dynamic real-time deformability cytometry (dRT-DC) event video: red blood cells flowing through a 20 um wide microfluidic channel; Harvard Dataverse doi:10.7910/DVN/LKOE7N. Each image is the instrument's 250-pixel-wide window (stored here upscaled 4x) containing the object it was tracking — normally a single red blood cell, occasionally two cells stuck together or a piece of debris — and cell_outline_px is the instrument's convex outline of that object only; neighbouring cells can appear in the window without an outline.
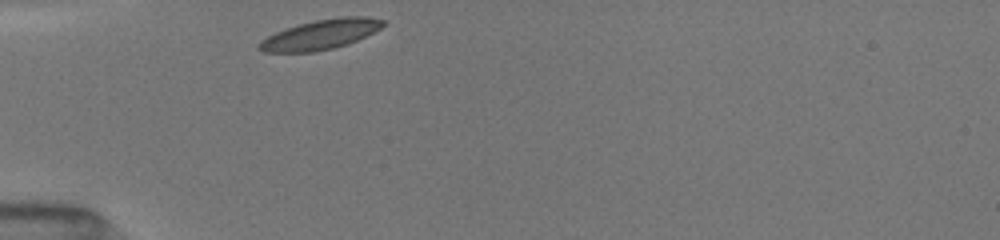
{"species": "common noctule bat (a hibernating species)", "species_latin": "Nyctalus noctula", "temperature_condition": "room temperature", "stored_images_in_passage": 5, "camera_frame_rate_fps": 3000, "um_per_image_px": 0.085, "animal": {"sex": "female", "body_mass_g": 19.5, "forearm_length_mm": 54.1}, "frame": {"image": 1, "passage_image": 1, "time_ms": 0.0, "image_size_px": [1000, 240], "cell_outline_px": [[384, 24], [380, 28], [356, 40], [332, 48], [312, 52], [260, 52], [256, 48], [256, 44], [260, 40], [276, 32], [300, 24], [316, 20], [340, 16], [368, 16], [384, 20]], "centroid_in_image_um": [27.19, 2.93], "position_along_channel_um": 57.8, "area_um2": 21.27}}
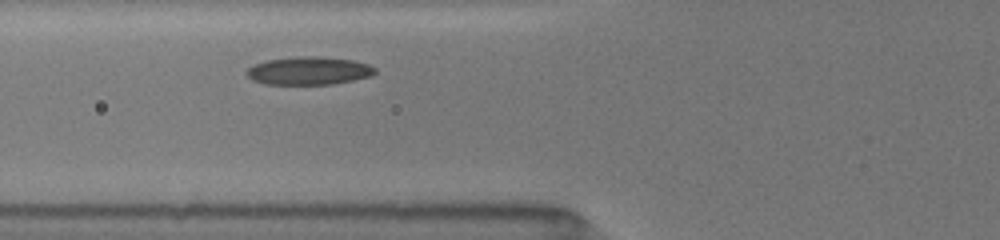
{"frame": {"image": 2, "passage_image": 5, "time_ms": 1.333, "image_size_px": [1000, 240], "cell_outline_px": [[376, 72], [372, 76], [332, 84], [264, 84], [252, 80], [244, 72], [248, 68], [256, 64], [268, 60], [296, 56], [320, 56], [352, 60], [368, 64], [376, 68]], "centroid_in_image_um": [26.25, 6.01], "position_along_channel_um": 99.5, "area_um2": 20.98}}